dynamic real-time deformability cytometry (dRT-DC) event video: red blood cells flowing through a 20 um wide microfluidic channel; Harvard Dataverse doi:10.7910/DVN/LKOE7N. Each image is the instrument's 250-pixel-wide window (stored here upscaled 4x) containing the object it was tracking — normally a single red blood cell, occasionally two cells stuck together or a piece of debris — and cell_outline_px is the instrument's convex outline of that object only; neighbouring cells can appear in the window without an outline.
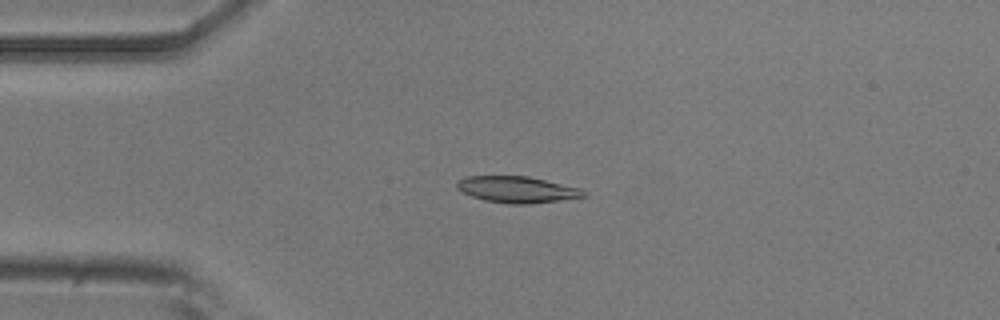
{"species": "common noctule bat (a hibernating species)", "species_latin": "Nyctalus noctula", "temperature_condition": "room temperature", "stored_images_in_passage": 40, "camera_frame_rate_fps": 3000, "um_per_image_px": 0.085, "animal": {"sex": "male", "body_mass_g": 20.5, "forearm_length_mm": 52.5}, "frame": {"image": 1, "passage_image": 1, "time_ms": 0.0, "image_size_px": [1000, 320], "cell_outline_px": [[588, 196], [528, 204], [508, 204], [484, 200], [472, 196], [456, 188], [456, 180], [464, 176], [528, 176], [580, 188], [588, 192]], "centroid_in_image_um": [43.94, 16.1], "position_along_channel_um": 41.1, "area_um2": 19.54}}
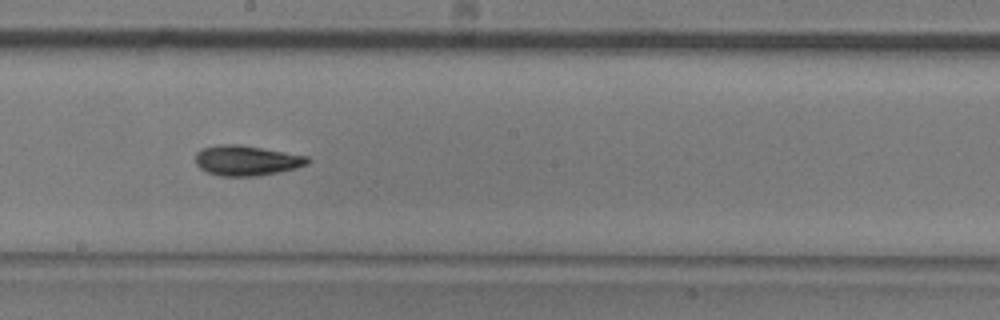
{"frame": {"image": 2, "passage_image": 17, "time_ms": 5.333, "image_size_px": [1000, 320], "cell_outline_px": [[312, 160], [308, 164], [296, 168], [280, 172], [260, 176], [220, 176], [208, 172], [200, 168], [196, 164], [196, 152], [204, 148], [224, 144], [240, 144], [308, 156]], "centroid_in_image_um": [21.0, 13.65], "position_along_channel_um": 227.2, "area_um2": 19.77}}
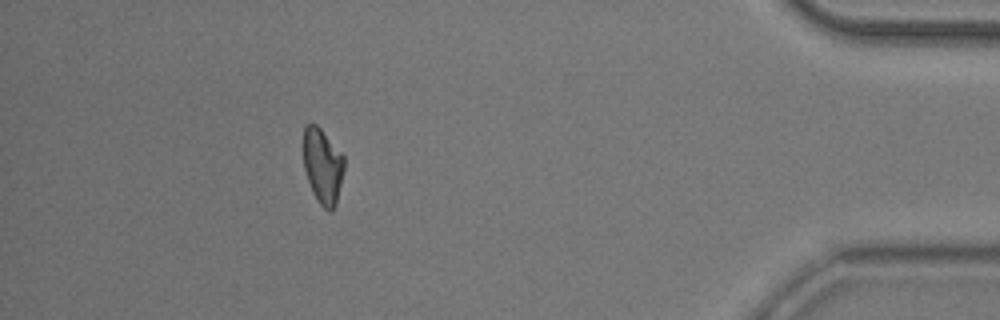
{"frame": {"image": 3, "passage_image": 35, "time_ms": 11.333, "image_size_px": [1000, 320], "cell_outline_px": [[344, 168], [336, 204], [332, 212], [328, 212], [320, 204], [312, 192], [304, 168], [304, 124], [316, 124], [320, 128], [344, 156]], "centroid_in_image_um": [27.43, 14.13], "position_along_channel_um": 407.8, "area_um2": 17.74}, "authors_computed_cell_mechanics": {"area_um2": 18.9295, "velocity_mm_per_s": 3.9013, "shape_relaxation_time_tau1_ms": 4.8168, "shape_relaxation_time_tau2_ms": 3.9619, "deformation_change_tau1": 0.1644, "deformation_change_tau2": 0.1098}}